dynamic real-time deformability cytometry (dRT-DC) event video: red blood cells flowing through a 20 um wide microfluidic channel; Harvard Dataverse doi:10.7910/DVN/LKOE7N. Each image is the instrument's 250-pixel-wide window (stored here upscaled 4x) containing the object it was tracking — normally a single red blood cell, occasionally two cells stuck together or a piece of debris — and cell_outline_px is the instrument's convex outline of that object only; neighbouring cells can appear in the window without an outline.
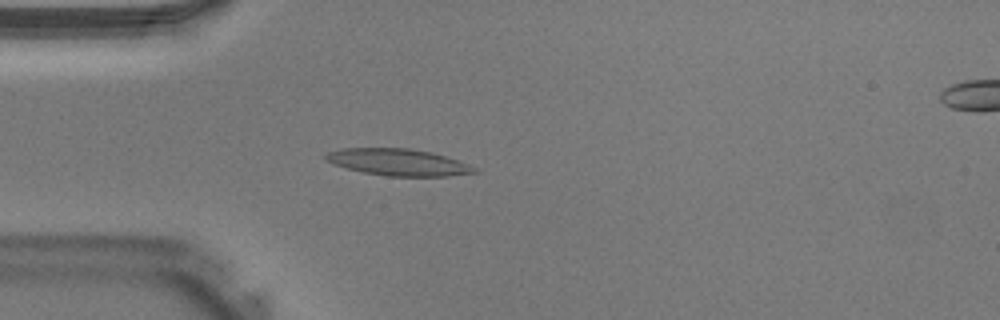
{"species": "Egyptian fruit bat (a non-hibernating species)", "species_latin": "Rousettus aegyptiacus", "temperature_condition": "warm", "stored_images_in_passage": 35, "camera_frame_rate_fps": 3000, "um_per_image_px": 0.085, "animal": {"sex": "male"}, "frame": {"image": 1, "passage_image": 6, "time_ms": 1.667, "image_size_px": [1000, 320], "cell_outline_px": [[480, 172], [448, 176], [388, 176], [364, 172], [332, 164], [324, 160], [324, 156], [328, 152], [344, 148], [408, 148], [432, 152], [468, 164], [476, 168]], "centroid_in_image_um": [33.84, 13.79], "position_along_channel_um": 51.2, "area_um2": 23.06}}
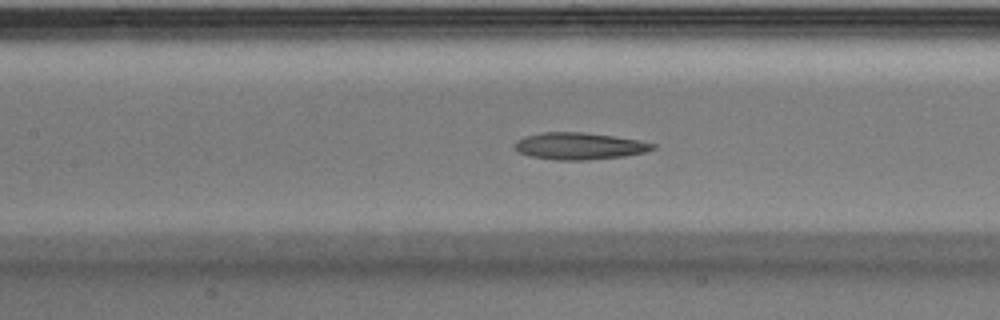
{"frame": {"image": 2, "passage_image": 13, "time_ms": 4.0, "image_size_px": [1000, 320], "cell_outline_px": [[656, 148], [644, 152], [624, 156], [588, 160], [556, 160], [532, 156], [520, 152], [516, 148], [516, 140], [524, 136], [544, 132], [584, 132], [612, 136], [636, 140], [656, 144]], "centroid_in_image_um": [49.25, 12.41], "position_along_channel_um": 158.2, "area_um2": 21.39}}
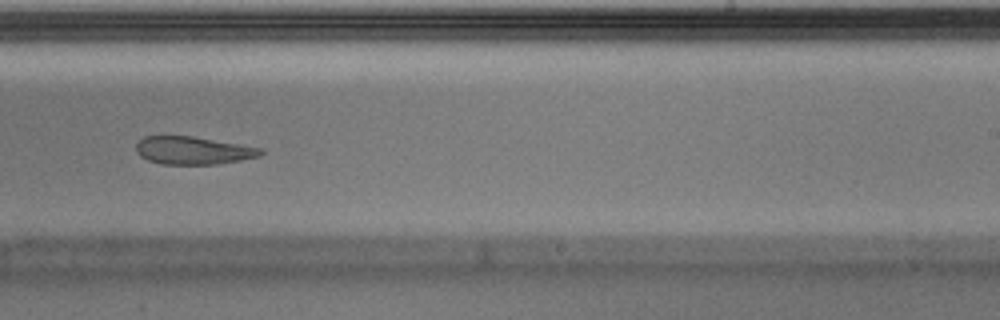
{"frame": {"image": 3, "passage_image": 20, "time_ms": 6.333, "image_size_px": [1000, 320], "cell_outline_px": [[264, 152], [260, 156], [240, 160], [216, 164], [160, 164], [148, 160], [140, 156], [136, 152], [136, 144], [144, 136], [192, 136], [264, 148]], "centroid_in_image_um": [16.42, 12.79], "position_along_channel_um": 272.6, "area_um2": 20.23}}